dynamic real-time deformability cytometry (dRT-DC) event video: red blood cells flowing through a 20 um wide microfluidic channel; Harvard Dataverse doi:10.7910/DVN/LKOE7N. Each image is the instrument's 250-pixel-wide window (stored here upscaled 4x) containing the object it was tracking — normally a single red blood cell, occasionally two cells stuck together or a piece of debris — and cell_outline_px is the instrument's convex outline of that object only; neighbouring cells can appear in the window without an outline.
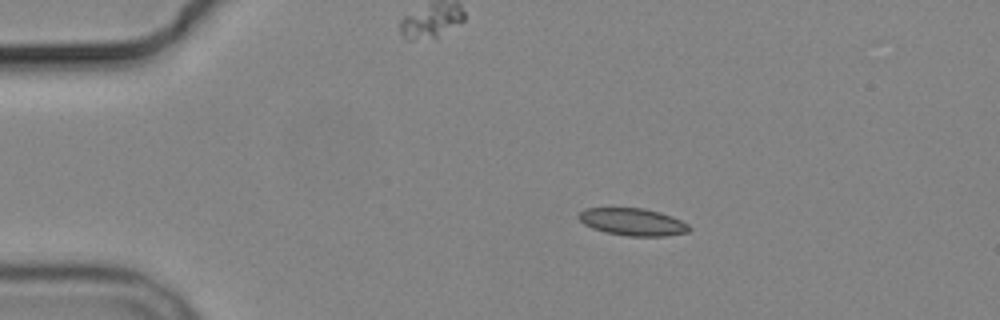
{"species": "common noctule bat (a hibernating species)", "species_latin": "Nyctalus noctula", "temperature_condition": "cold", "stored_images_in_passage": 9, "camera_frame_rate_fps": 3000, "um_per_image_px": 0.085, "animal": {"sex": "male", "body_mass_g": 19.2, "forearm_length_mm": 51.8}, "frame": {"image": 1, "passage_image": 1, "time_ms": 0.0, "image_size_px": [1000, 320], "cell_outline_px": [[692, 228], [688, 232], [664, 236], [628, 236], [604, 232], [592, 228], [584, 224], [576, 216], [584, 208], [644, 208], [660, 212], [672, 216], [688, 224]], "centroid_in_image_um": [53.77, 18.86], "position_along_channel_um": 31.2, "area_um2": 17.69}}
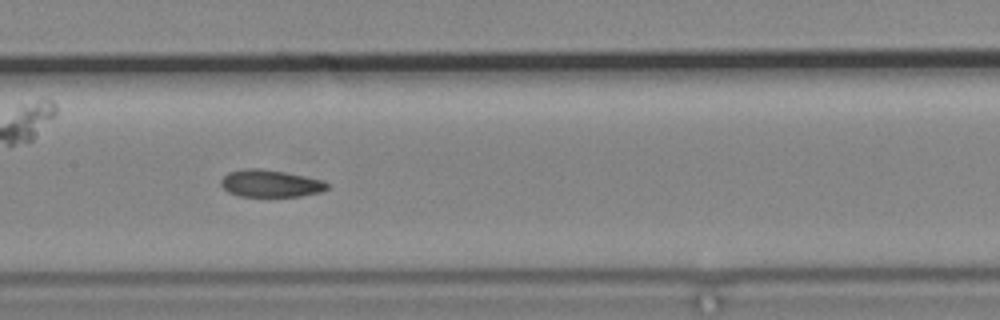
{"frame": {"image": 2, "passage_image": 6, "time_ms": 5.667, "image_size_px": [1000, 320], "cell_outline_px": [[328, 188], [320, 192], [300, 196], [268, 200], [236, 196], [228, 192], [220, 184], [220, 180], [228, 172], [244, 168], [260, 168], [284, 172], [324, 180], [328, 184]], "centroid_in_image_um": [22.95, 15.65], "position_along_channel_um": 184.5, "area_um2": 17.8}}
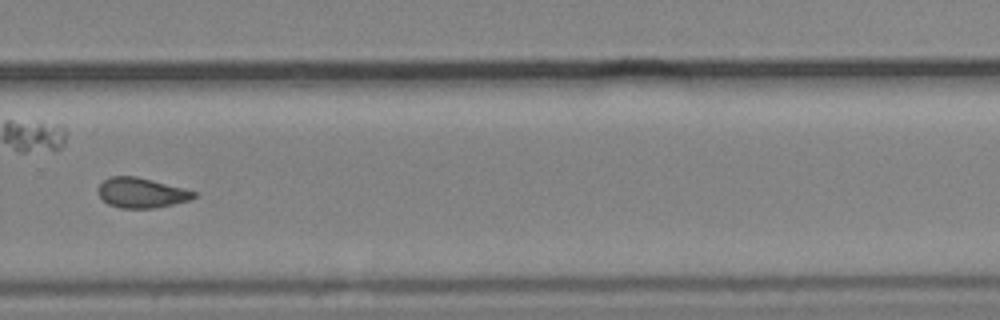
{"frame": {"image": 3, "passage_image": 9, "time_ms": 9.333, "image_size_px": [1000, 320], "cell_outline_px": [[196, 196], [188, 200], [172, 204], [152, 208], [120, 208], [108, 204], [100, 196], [100, 184], [104, 180], [112, 176], [136, 176], [152, 180], [196, 192]], "centroid_in_image_um": [12.01, 16.39], "position_along_channel_um": 317.8, "area_um2": 16.3}}